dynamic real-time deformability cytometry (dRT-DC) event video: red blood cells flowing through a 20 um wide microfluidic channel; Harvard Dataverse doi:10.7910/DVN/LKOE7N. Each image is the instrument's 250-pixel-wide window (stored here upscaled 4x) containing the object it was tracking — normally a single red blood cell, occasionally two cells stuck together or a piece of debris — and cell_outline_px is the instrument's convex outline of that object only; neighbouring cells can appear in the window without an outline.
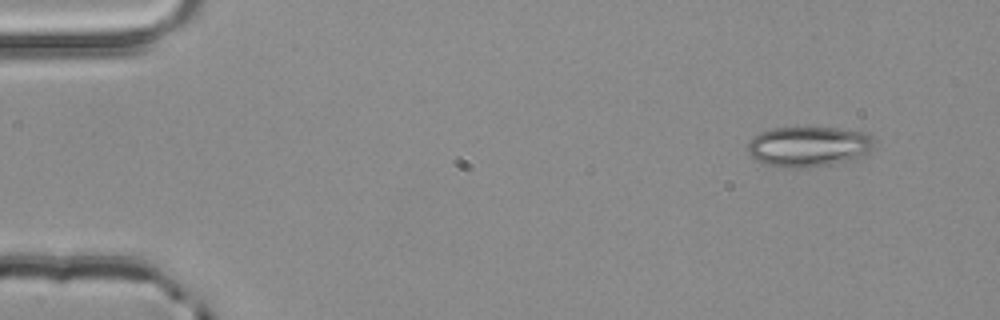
{"species": "common noctule bat (a hibernating species)", "species_latin": "Nyctalus noctula", "temperature_condition": "room temperature", "stored_images_in_passage": 3, "camera_frame_rate_fps": 3000, "um_per_image_px": 0.085, "animal": {"sex": "male", "body_mass_g": 20.4}, "frame": {"image": 1, "passage_image": 1, "time_ms": 0.0, "image_size_px": [1000, 320], "cell_outline_px": [[876, 144], [868, 152], [856, 160], [808, 168], [784, 168], [764, 164], [756, 160], [748, 152], [748, 140], [752, 136], [760, 132], [772, 128], [836, 128], [864, 132], [872, 136], [876, 140]], "centroid_in_image_um": [68.74, 12.47], "position_along_channel_um": 16.3, "area_um2": 30.23}}